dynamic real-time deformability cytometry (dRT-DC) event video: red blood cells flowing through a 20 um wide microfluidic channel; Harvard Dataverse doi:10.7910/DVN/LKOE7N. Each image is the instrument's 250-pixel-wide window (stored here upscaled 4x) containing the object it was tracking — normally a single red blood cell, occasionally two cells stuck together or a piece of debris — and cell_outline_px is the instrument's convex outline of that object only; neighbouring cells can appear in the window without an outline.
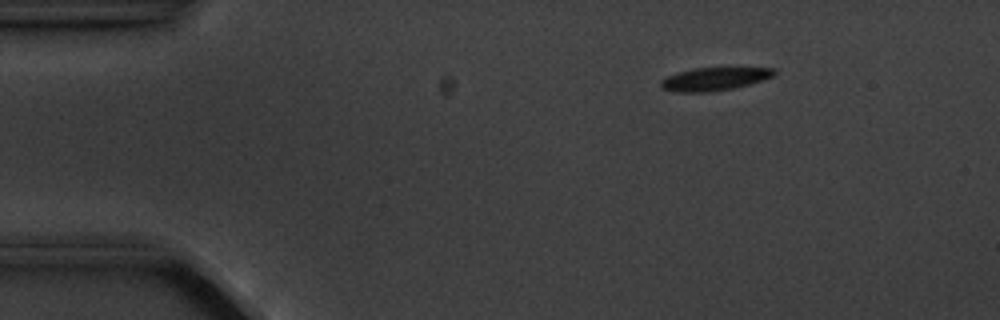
{"species": "common noctule bat (a hibernating species)", "species_latin": "Nyctalus noctula", "temperature_condition": "cold", "stored_images_in_passage": 6, "camera_frame_rate_fps": 3000, "um_per_image_px": 0.085, "animal": {"sex": "male", "body_mass_g": 20.1, "forearm_length_mm": 53.5}, "frame": {"image": 1, "passage_image": 3, "time_ms": 2.333, "image_size_px": [1000, 320], "cell_outline_px": [[776, 72], [772, 76], [748, 84], [732, 88], [712, 92], [676, 92], [660, 88], [660, 80], [676, 72], [696, 68], [776, 68]], "centroid_in_image_um": [60.65, 6.71], "position_along_channel_um": 24.4, "area_um2": 15.09}}